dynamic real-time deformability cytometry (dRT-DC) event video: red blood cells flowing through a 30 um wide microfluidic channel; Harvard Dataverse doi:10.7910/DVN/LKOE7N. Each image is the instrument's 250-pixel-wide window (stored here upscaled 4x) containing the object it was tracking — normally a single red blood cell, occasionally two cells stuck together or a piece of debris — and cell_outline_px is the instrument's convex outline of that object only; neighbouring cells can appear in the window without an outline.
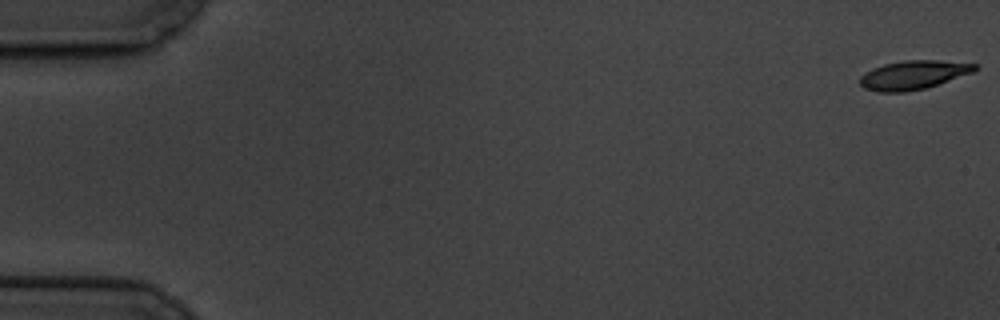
{"species": "common noctule bat (a hibernating species)", "species_latin": "Nyctalus noctula", "temperature_condition": "cold", "stored_images_in_passage": 7, "camera_frame_rate_fps": 3000, "um_per_image_px": 0.085, "animal": {"sex": "male", "body_mass_g": 19.5, "forearm_length_mm": 54.6}, "frame": {"image": 1, "passage_image": 1, "time_ms": 0.0, "image_size_px": [1000, 320], "cell_outline_px": [[980, 68], [972, 72], [924, 88], [904, 92], [876, 92], [864, 88], [860, 84], [860, 76], [872, 68], [884, 64], [904, 60], [940, 60], [976, 64]], "centroid_in_image_um": [77.6, 6.36], "position_along_channel_um": 7.4, "area_um2": 19.13}}
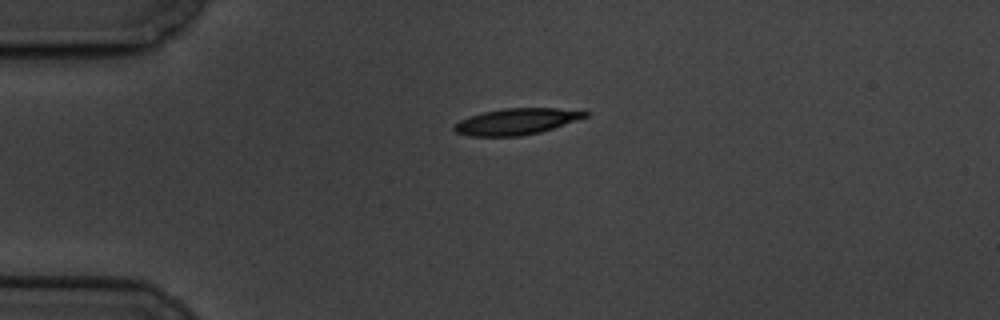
{"frame": {"image": 2, "passage_image": 5, "time_ms": 4.667, "image_size_px": [1000, 320], "cell_outline_px": [[588, 116], [540, 132], [520, 136], [468, 136], [456, 132], [452, 128], [460, 120], [484, 112], [504, 108], [556, 108], [588, 112]], "centroid_in_image_um": [43.87, 10.33], "position_along_channel_um": 41.1, "area_um2": 19.65}}
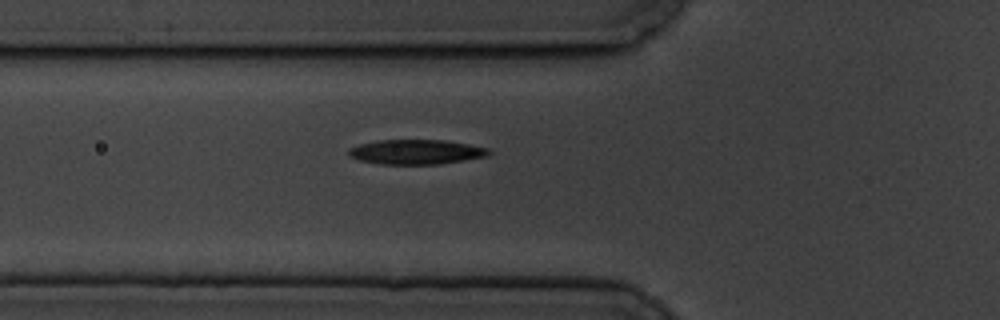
{"frame": {"image": 3, "passage_image": 7, "time_ms": 7.0, "image_size_px": [1000, 320], "cell_outline_px": [[492, 152], [488, 156], [440, 164], [380, 164], [360, 160], [348, 156], [348, 148], [360, 144], [376, 140], [444, 140], [468, 144], [488, 148]], "centroid_in_image_um": [35.36, 12.91], "position_along_channel_um": 90.4, "area_um2": 20.23}}